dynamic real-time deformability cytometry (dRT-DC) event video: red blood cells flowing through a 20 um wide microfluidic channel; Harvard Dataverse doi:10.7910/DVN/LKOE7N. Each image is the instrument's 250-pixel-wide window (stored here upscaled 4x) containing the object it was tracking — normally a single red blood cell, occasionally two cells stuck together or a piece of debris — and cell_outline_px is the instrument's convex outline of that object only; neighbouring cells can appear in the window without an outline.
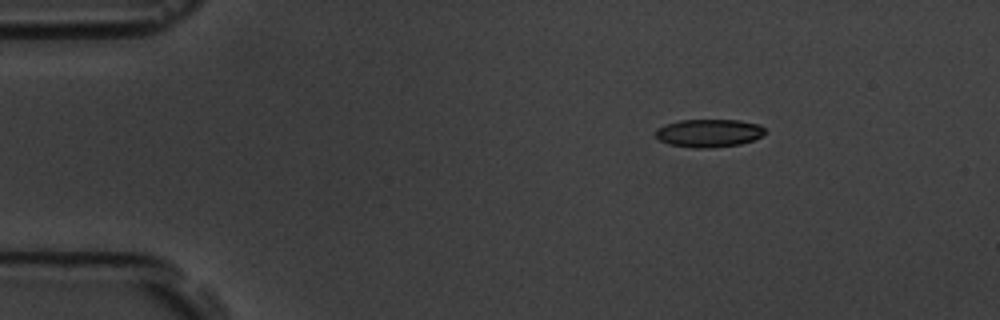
{"species": "common noctule bat (a hibernating species)", "species_latin": "Nyctalus noctula", "temperature_condition": "room temperature", "stored_images_in_passage": 10, "camera_frame_rate_fps": 3000, "um_per_image_px": 0.085, "animal": {"sex": "male", "body_mass_g": 19.5, "forearm_length_mm": 54.6}, "frame": {"image": 1, "passage_image": 2, "time_ms": 2.333, "image_size_px": [1000, 320], "cell_outline_px": [[764, 132], [760, 136], [752, 140], [740, 144], [712, 148], [692, 148], [668, 144], [660, 140], [656, 136], [656, 128], [664, 124], [680, 120], [740, 120], [760, 124], [764, 128]], "centroid_in_image_um": [60.22, 11.31], "position_along_channel_um": 24.8, "area_um2": 17.92}}
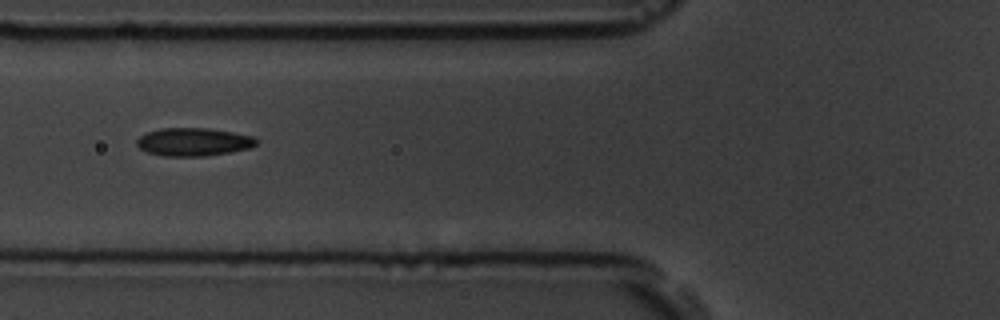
{"frame": {"image": 2, "passage_image": 6, "time_ms": 6.667, "image_size_px": [1000, 320], "cell_outline_px": [[260, 140], [256, 144], [248, 148], [228, 152], [204, 156], [164, 156], [148, 152], [140, 148], [136, 144], [136, 140], [140, 136], [148, 132], [160, 128], [208, 128], [232, 132], [252, 136]], "centroid_in_image_um": [16.44, 12.05], "position_along_channel_um": 109.4, "area_um2": 19.42}}
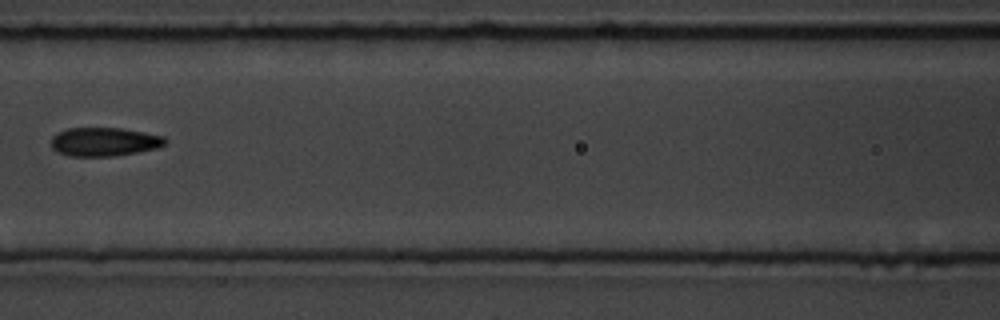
{"frame": {"image": 3, "passage_image": 7, "time_ms": 8.0, "image_size_px": [1000, 320], "cell_outline_px": [[168, 140], [164, 144], [156, 148], [116, 156], [68, 156], [52, 148], [52, 136], [56, 132], [68, 128], [120, 128], [144, 132], [164, 136]], "centroid_in_image_um": [8.85, 12.04], "position_along_channel_um": 157.7, "area_um2": 19.02}}